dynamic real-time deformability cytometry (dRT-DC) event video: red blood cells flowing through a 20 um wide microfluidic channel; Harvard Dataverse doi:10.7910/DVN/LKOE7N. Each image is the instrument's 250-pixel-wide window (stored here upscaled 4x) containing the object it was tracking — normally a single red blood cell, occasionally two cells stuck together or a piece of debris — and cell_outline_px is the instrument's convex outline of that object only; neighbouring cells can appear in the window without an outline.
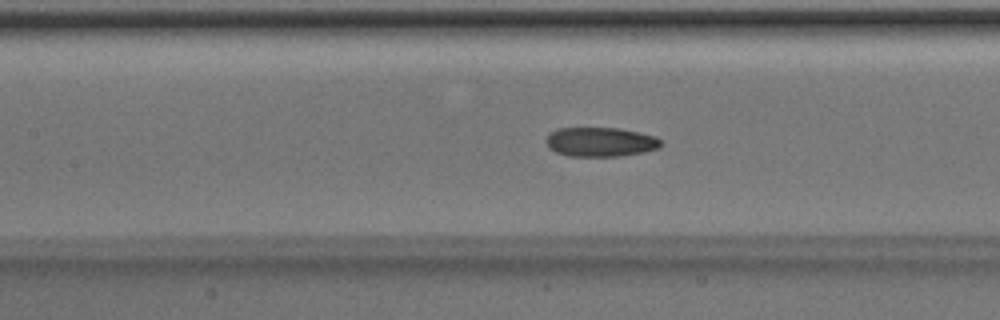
{"species": "Egyptian fruit bat (a non-hibernating species)", "species_latin": "Rousettus aegyptiacus", "temperature_condition": "room temperature", "stored_images_in_passage": 52, "camera_frame_rate_fps": 3000, "um_per_image_px": 0.085, "animal": {"sex": "male"}, "frame": {"image": 1, "passage_image": 23, "time_ms": 7.333, "image_size_px": [1000, 320], "cell_outline_px": [[660, 148], [644, 152], [620, 156], [568, 156], [556, 152], [548, 148], [544, 140], [548, 132], [556, 128], [620, 128], [640, 132], [656, 136], [660, 140]], "centroid_in_image_um": [50.99, 12.06], "position_along_channel_um": 156.4, "area_um2": 19.94}}
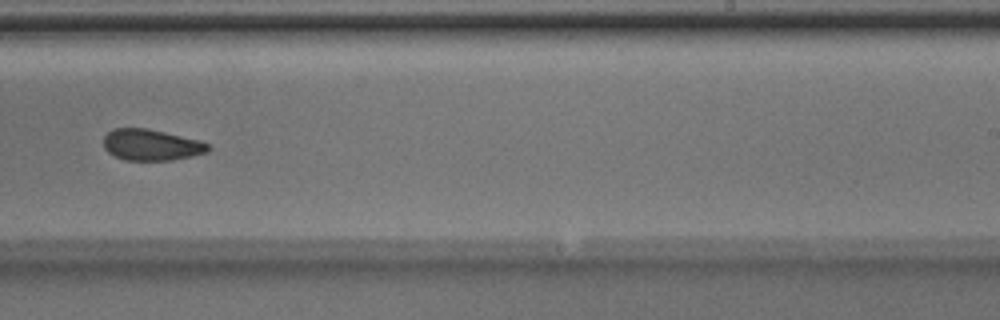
{"frame": {"image": 2, "passage_image": 32, "time_ms": 10.333, "image_size_px": [1000, 320], "cell_outline_px": [[212, 148], [208, 152], [192, 156], [172, 160], [124, 160], [108, 152], [104, 148], [104, 136], [112, 128], [148, 128], [200, 140], [208, 144]], "centroid_in_image_um": [12.87, 12.31], "position_along_channel_um": 276.1, "area_um2": 19.13}}
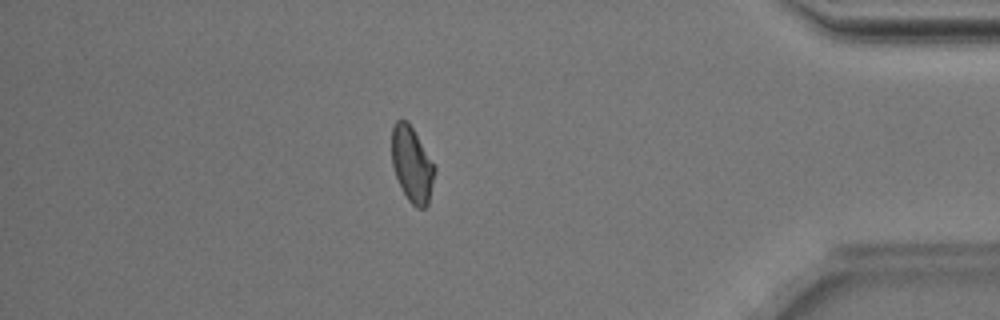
{"frame": {"image": 3, "passage_image": 44, "time_ms": 14.333, "image_size_px": [1000, 320], "cell_outline_px": [[436, 172], [428, 204], [424, 208], [416, 208], [408, 200], [396, 176], [392, 164], [392, 124], [396, 120], [408, 120], [436, 168]], "centroid_in_image_um": [35.02, 13.96], "position_along_channel_um": 400.2, "area_um2": 18.79}, "authors_computed_cell_mechanics": {"area_um2": 19.7676, "velocity_mm_per_s": 4.0133, "shape_relaxation_time_tau1_ms": null, "shape_relaxation_time_tau2_ms": 4.1992, "deformation_change_tau1": null, "deformation_change_tau2": 0.1092}}